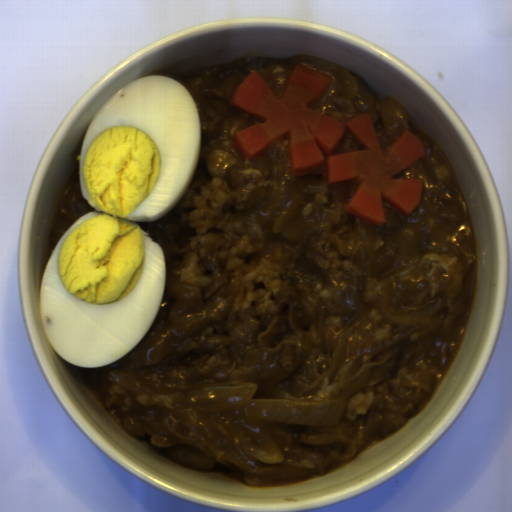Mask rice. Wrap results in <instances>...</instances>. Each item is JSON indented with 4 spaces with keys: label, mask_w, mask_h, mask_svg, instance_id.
I'll use <instances>...</instances> for the list:
<instances>
[{
    "label": "rice",
    "mask_w": 512,
    "mask_h": 512,
    "mask_svg": "<svg viewBox=\"0 0 512 512\" xmlns=\"http://www.w3.org/2000/svg\"><path fill=\"white\" fill-rule=\"evenodd\" d=\"M228 187L222 177H212L192 196L188 221L195 236L177 276L191 286H210L212 279L203 271V258L207 253L216 254L225 267L227 280L236 288L233 311L248 309L252 304L258 315L271 312L276 309L275 298L281 294L283 271L257 253L252 238L246 234L233 243L224 237L230 220L229 213L222 210Z\"/></svg>",
    "instance_id": "obj_1"
},
{
    "label": "rice",
    "mask_w": 512,
    "mask_h": 512,
    "mask_svg": "<svg viewBox=\"0 0 512 512\" xmlns=\"http://www.w3.org/2000/svg\"><path fill=\"white\" fill-rule=\"evenodd\" d=\"M374 401V391H358L347 401L345 410L353 411L356 415L367 414Z\"/></svg>",
    "instance_id": "obj_2"
}]
</instances>
